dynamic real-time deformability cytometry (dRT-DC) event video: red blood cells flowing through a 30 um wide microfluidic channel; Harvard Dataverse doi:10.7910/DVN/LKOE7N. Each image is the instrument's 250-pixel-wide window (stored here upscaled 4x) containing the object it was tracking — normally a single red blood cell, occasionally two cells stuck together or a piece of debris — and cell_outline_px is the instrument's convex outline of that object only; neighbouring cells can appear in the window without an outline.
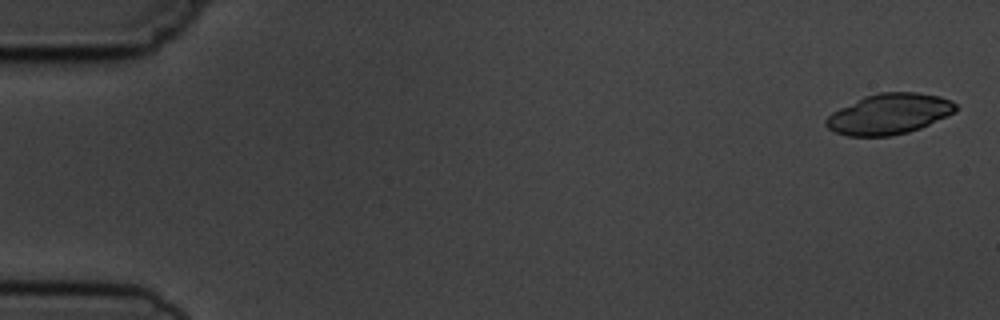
{"species": "common noctule bat (a hibernating species)", "species_latin": "Nyctalus noctula", "temperature_condition": "cold", "stored_images_in_passage": 6, "camera_frame_rate_fps": 3000, "um_per_image_px": 0.085, "animal": {"sex": "male", "body_mass_g": 19.5, "forearm_length_mm": 54.6}, "frame": {"image": 1, "passage_image": 1, "time_ms": 0.0, "image_size_px": [1000, 320], "cell_outline_px": [[956, 112], [920, 128], [908, 132], [888, 136], [848, 136], [836, 132], [828, 128], [824, 124], [824, 120], [832, 112], [864, 96], [880, 92], [916, 92], [940, 96], [952, 100], [956, 104]], "centroid_in_image_um": [75.58, 9.68], "position_along_channel_um": 9.4, "area_um2": 30.63}}